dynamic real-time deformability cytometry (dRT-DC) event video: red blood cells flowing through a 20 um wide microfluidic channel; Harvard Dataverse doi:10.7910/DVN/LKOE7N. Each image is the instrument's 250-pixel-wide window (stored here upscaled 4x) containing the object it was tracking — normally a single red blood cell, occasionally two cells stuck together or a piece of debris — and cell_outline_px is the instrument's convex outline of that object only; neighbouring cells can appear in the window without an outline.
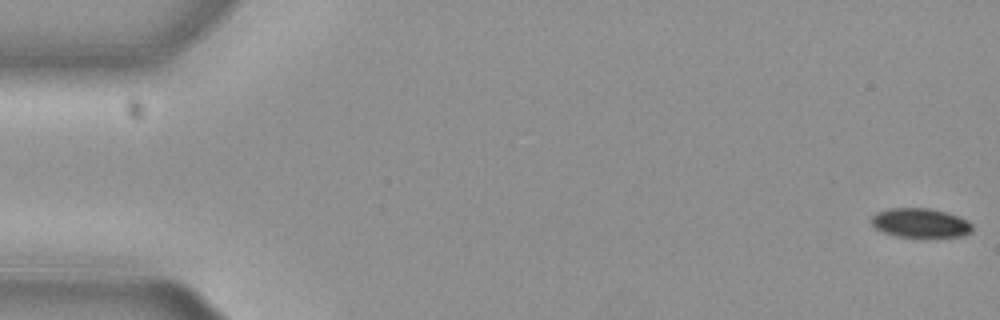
{"species": "common noctule bat (a hibernating species)", "species_latin": "Nyctalus noctula", "temperature_condition": "cold", "stored_images_in_passage": 54, "camera_frame_rate_fps": 3000, "um_per_image_px": 0.085, "animal": {"sex": "female", "body_mass_g": 29.2, "forearm_length_mm": 56.3}, "frame": {"image": 1, "passage_image": 1, "time_ms": 0.0, "image_size_px": [1000, 320], "cell_outline_px": [[972, 232], [960, 236], [896, 236], [884, 232], [876, 228], [872, 224], [872, 216], [876, 212], [888, 208], [928, 208], [944, 212], [968, 220], [972, 224]], "centroid_in_image_um": [78.21, 18.93], "position_along_channel_um": 6.8, "area_um2": 16.88}}
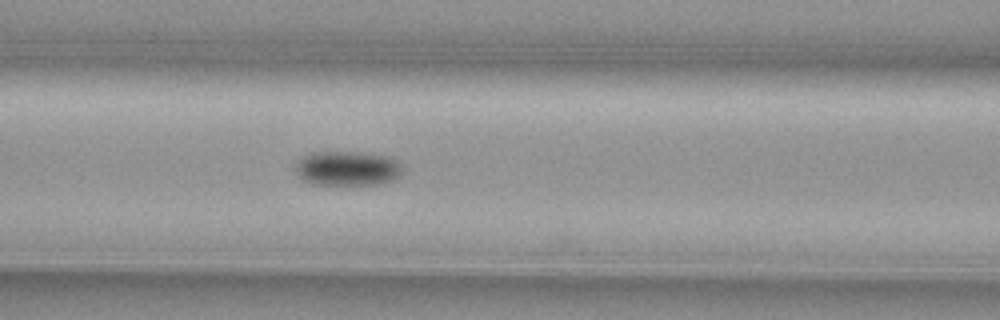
{"frame": {"image": 2, "passage_image": 23, "time_ms": 7.333, "image_size_px": [1000, 320], "cell_outline_px": [[404, 172], [400, 176], [392, 180], [380, 184], [312, 184], [300, 180], [296, 176], [296, 164], [304, 156], [312, 152], [364, 152], [388, 156], [396, 160], [404, 168]], "centroid_in_image_um": [29.55, 14.31], "position_along_channel_um": 137.1, "area_um2": 21.85}}
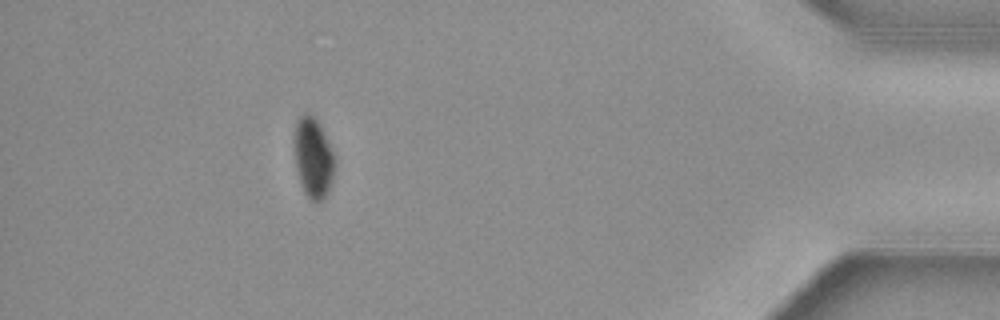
{"frame": {"image": 3, "passage_image": 49, "time_ms": 16.0, "image_size_px": [1000, 320], "cell_outline_px": [[336, 164], [332, 180], [324, 196], [316, 204], [304, 192], [300, 184], [296, 168], [292, 140], [296, 124], [300, 116], [304, 112], [308, 112], [316, 120], [332, 152]], "centroid_in_image_um": [26.57, 13.41], "position_along_channel_um": 408.6, "area_um2": 18.73}, "authors_computed_cell_mechanics": {"area_um2": 20.3167, "velocity_mm_per_s": 3.8266, "shape_relaxation_time_tau1_ms": 4.5979, "shape_relaxation_time_tau2_ms": null, "deformation_change_tau1": 0.1176, "deformation_change_tau2": null}}